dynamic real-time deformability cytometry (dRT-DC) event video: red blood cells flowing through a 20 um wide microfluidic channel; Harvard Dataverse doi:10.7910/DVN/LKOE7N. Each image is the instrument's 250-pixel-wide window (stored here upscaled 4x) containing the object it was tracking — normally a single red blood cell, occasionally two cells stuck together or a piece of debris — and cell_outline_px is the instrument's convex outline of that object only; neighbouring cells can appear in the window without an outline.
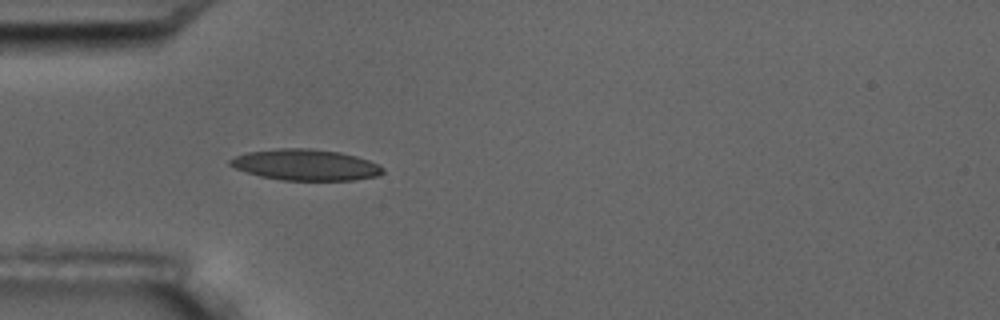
{"species": "common noctule bat (a hibernating species)", "species_latin": "Nyctalus noctula", "temperature_condition": "room temperature", "stored_images_in_passage": 4, "camera_frame_rate_fps": 3000, "um_per_image_px": 0.085, "animal": {"sex": "male", "body_mass_g": 17.5, "forearm_length_mm": 52.3}, "frame": {"image": 1, "passage_image": 4, "time_ms": 3.333, "image_size_px": [1000, 320], "cell_outline_px": [[384, 172], [376, 176], [352, 180], [280, 180], [260, 176], [236, 168], [228, 164], [228, 160], [236, 156], [248, 152], [280, 148], [312, 148], [340, 152], [356, 156], [368, 160], [384, 168]], "centroid_in_image_um": [25.97, 14.01], "position_along_channel_um": 59.0, "area_um2": 27.51}}